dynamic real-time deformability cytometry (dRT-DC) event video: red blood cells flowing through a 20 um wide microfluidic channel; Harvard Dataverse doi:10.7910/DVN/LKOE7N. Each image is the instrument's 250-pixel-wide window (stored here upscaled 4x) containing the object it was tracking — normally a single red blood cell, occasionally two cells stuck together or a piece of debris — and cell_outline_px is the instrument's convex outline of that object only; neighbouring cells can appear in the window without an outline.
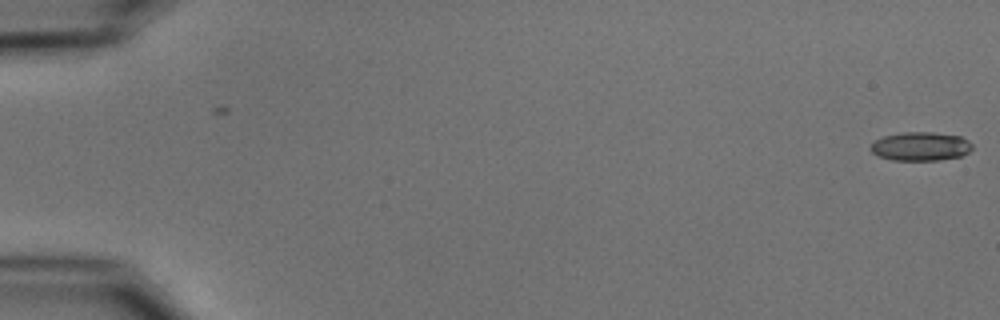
{"species": "common noctule bat (a hibernating species)", "species_latin": "Nyctalus noctula", "temperature_condition": "cold", "stored_images_in_passage": 2, "camera_frame_rate_fps": 3000, "um_per_image_px": 0.085, "animal": {"sex": "male", "body_mass_g": 15.6}, "frame": {"image": 1, "passage_image": 2, "time_ms": 0.333, "image_size_px": [1000, 320], "cell_outline_px": [[972, 148], [968, 152], [960, 156], [940, 160], [892, 160], [876, 156], [872, 152], [872, 140], [884, 136], [904, 132], [932, 132], [960, 136], [968, 140], [972, 144]], "centroid_in_image_um": [78.23, 12.44], "position_along_channel_um": 6.8, "area_um2": 17.05}}